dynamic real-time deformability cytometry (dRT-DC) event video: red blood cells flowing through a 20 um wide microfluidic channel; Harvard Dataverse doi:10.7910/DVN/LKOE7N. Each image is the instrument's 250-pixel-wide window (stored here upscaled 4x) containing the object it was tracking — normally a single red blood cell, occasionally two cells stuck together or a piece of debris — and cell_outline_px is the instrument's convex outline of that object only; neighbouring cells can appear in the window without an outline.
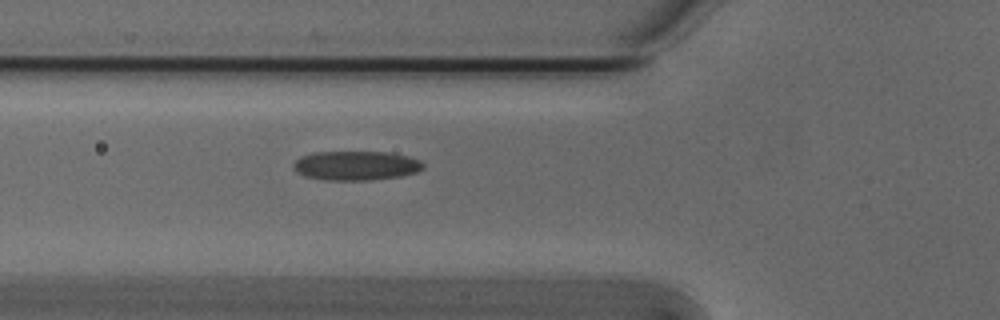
{"species": "Egyptian fruit bat (a non-hibernating species)", "species_latin": "Rousettus aegyptiacus", "temperature_condition": "cold", "stored_images_in_passage": 32, "camera_frame_rate_fps": 3000, "um_per_image_px": 0.085, "animal": {"sex": "male"}, "frame": {"image": 1, "passage_image": 3, "time_ms": 0.667, "image_size_px": [1000, 320], "cell_outline_px": [[424, 168], [416, 172], [400, 176], [368, 180], [328, 180], [304, 176], [296, 172], [292, 168], [292, 164], [300, 156], [312, 152], [388, 152], [408, 156], [420, 160], [424, 164]], "centroid_in_image_um": [30.23, 14.07], "position_along_channel_um": 95.6, "area_um2": 22.25}}
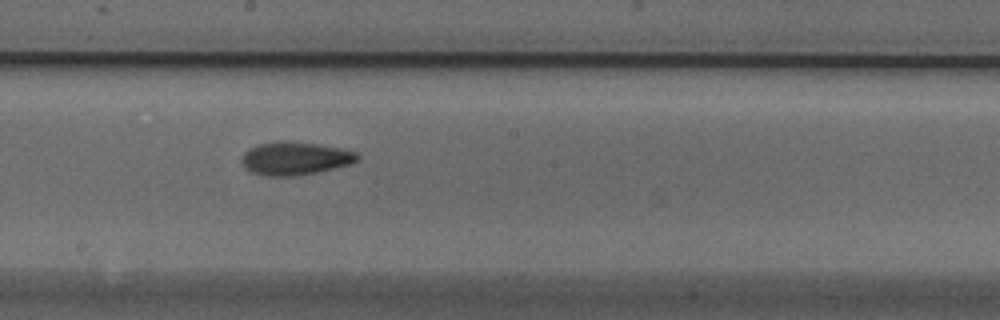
{"frame": {"image": 2, "passage_image": 13, "time_ms": 4.0, "image_size_px": [1000, 320], "cell_outline_px": [[360, 160], [348, 164], [316, 172], [296, 176], [268, 176], [252, 172], [244, 168], [240, 160], [244, 152], [248, 148], [256, 144], [280, 140], [288, 140], [320, 144], [344, 148], [356, 152], [360, 156]], "centroid_in_image_um": [25.06, 13.44], "position_along_channel_um": 223.1, "area_um2": 22.72}}
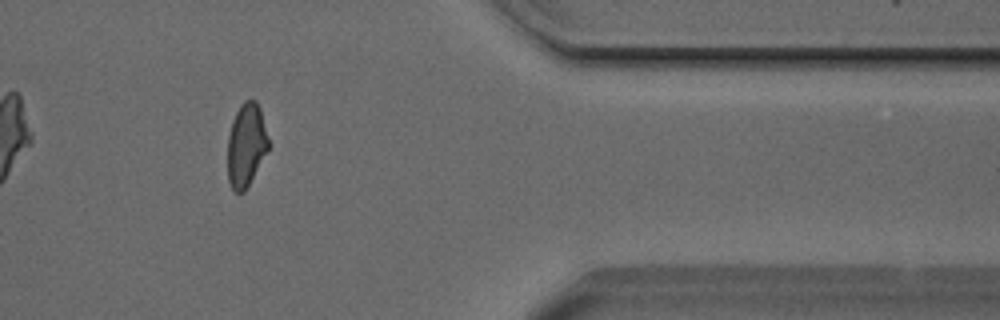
{"frame": {"image": 3, "passage_image": 28, "time_ms": 9.0, "image_size_px": [1000, 320], "cell_outline_px": [[268, 152], [244, 192], [232, 192], [228, 180], [228, 136], [232, 120], [240, 104], [244, 100], [256, 100], [260, 108], [268, 140]], "centroid_in_image_um": [20.91, 12.34], "position_along_channel_um": 390.5, "area_um2": 19.88}, "authors_computed_cell_mechanics": {"area_um2": 20.8369, "velocity_mm_per_s": 3.8189, "shape_relaxation_time_tau1_ms": 5.2846, "shape_relaxation_time_tau2_ms": 2.7805, "deformation_change_tau1": 0.122, "deformation_change_tau2": 0.0809}}